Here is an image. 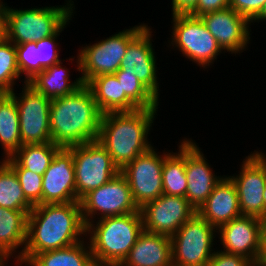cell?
Listing matches in <instances>:
<instances>
[{"mask_svg":"<svg viewBox=\"0 0 266 266\" xmlns=\"http://www.w3.org/2000/svg\"><path fill=\"white\" fill-rule=\"evenodd\" d=\"M254 266H266V258H258Z\"/></svg>","mask_w":266,"mask_h":266,"instance_id":"ee69618b","label":"cell"},{"mask_svg":"<svg viewBox=\"0 0 266 266\" xmlns=\"http://www.w3.org/2000/svg\"><path fill=\"white\" fill-rule=\"evenodd\" d=\"M159 153L152 146L120 170L130 186L133 200L139 209L163 194L164 150L163 154Z\"/></svg>","mask_w":266,"mask_h":266,"instance_id":"7c38bea8","label":"cell"},{"mask_svg":"<svg viewBox=\"0 0 266 266\" xmlns=\"http://www.w3.org/2000/svg\"><path fill=\"white\" fill-rule=\"evenodd\" d=\"M141 212L105 217L86 226L96 266H119L143 232Z\"/></svg>","mask_w":266,"mask_h":266,"instance_id":"277c9868","label":"cell"},{"mask_svg":"<svg viewBox=\"0 0 266 266\" xmlns=\"http://www.w3.org/2000/svg\"><path fill=\"white\" fill-rule=\"evenodd\" d=\"M101 117L93 93L86 84L72 94L51 99L49 123L52 143L68 148L96 141Z\"/></svg>","mask_w":266,"mask_h":266,"instance_id":"7a4b0ae2","label":"cell"},{"mask_svg":"<svg viewBox=\"0 0 266 266\" xmlns=\"http://www.w3.org/2000/svg\"><path fill=\"white\" fill-rule=\"evenodd\" d=\"M266 0H229V7L251 22L260 12Z\"/></svg>","mask_w":266,"mask_h":266,"instance_id":"e575fe53","label":"cell"},{"mask_svg":"<svg viewBox=\"0 0 266 266\" xmlns=\"http://www.w3.org/2000/svg\"><path fill=\"white\" fill-rule=\"evenodd\" d=\"M18 80H21V76L17 65L15 44L2 38L0 39V93L13 92Z\"/></svg>","mask_w":266,"mask_h":266,"instance_id":"4dcf8cb0","label":"cell"},{"mask_svg":"<svg viewBox=\"0 0 266 266\" xmlns=\"http://www.w3.org/2000/svg\"><path fill=\"white\" fill-rule=\"evenodd\" d=\"M9 259H11V256H0V266H7Z\"/></svg>","mask_w":266,"mask_h":266,"instance_id":"7bdbcfd3","label":"cell"},{"mask_svg":"<svg viewBox=\"0 0 266 266\" xmlns=\"http://www.w3.org/2000/svg\"><path fill=\"white\" fill-rule=\"evenodd\" d=\"M42 181V204L78 202L73 154L61 147L53 157Z\"/></svg>","mask_w":266,"mask_h":266,"instance_id":"e0dca14e","label":"cell"},{"mask_svg":"<svg viewBox=\"0 0 266 266\" xmlns=\"http://www.w3.org/2000/svg\"><path fill=\"white\" fill-rule=\"evenodd\" d=\"M18 70L24 83L37 74V55L35 42L15 44Z\"/></svg>","mask_w":266,"mask_h":266,"instance_id":"836d02e7","label":"cell"},{"mask_svg":"<svg viewBox=\"0 0 266 266\" xmlns=\"http://www.w3.org/2000/svg\"><path fill=\"white\" fill-rule=\"evenodd\" d=\"M263 201H264V217L266 216V185L264 188V193H263Z\"/></svg>","mask_w":266,"mask_h":266,"instance_id":"f6af8a7d","label":"cell"},{"mask_svg":"<svg viewBox=\"0 0 266 266\" xmlns=\"http://www.w3.org/2000/svg\"><path fill=\"white\" fill-rule=\"evenodd\" d=\"M60 148L52 142L23 144L11 157L21 167L35 174L43 175Z\"/></svg>","mask_w":266,"mask_h":266,"instance_id":"f1b7e54d","label":"cell"},{"mask_svg":"<svg viewBox=\"0 0 266 266\" xmlns=\"http://www.w3.org/2000/svg\"><path fill=\"white\" fill-rule=\"evenodd\" d=\"M147 26L145 23L126 28L100 39L94 44L82 46L76 55V70L81 74L84 84L103 74H114L120 69L128 44Z\"/></svg>","mask_w":266,"mask_h":266,"instance_id":"8992f818","label":"cell"},{"mask_svg":"<svg viewBox=\"0 0 266 266\" xmlns=\"http://www.w3.org/2000/svg\"><path fill=\"white\" fill-rule=\"evenodd\" d=\"M229 7V0H198L196 8L189 14L200 17Z\"/></svg>","mask_w":266,"mask_h":266,"instance_id":"8d00e7d4","label":"cell"},{"mask_svg":"<svg viewBox=\"0 0 266 266\" xmlns=\"http://www.w3.org/2000/svg\"><path fill=\"white\" fill-rule=\"evenodd\" d=\"M15 171L25 197L35 206L42 204L43 176L21 167L11 156L4 159Z\"/></svg>","mask_w":266,"mask_h":266,"instance_id":"1f68e13d","label":"cell"},{"mask_svg":"<svg viewBox=\"0 0 266 266\" xmlns=\"http://www.w3.org/2000/svg\"><path fill=\"white\" fill-rule=\"evenodd\" d=\"M216 234L217 228L196 213L170 237L173 266H206L216 251Z\"/></svg>","mask_w":266,"mask_h":266,"instance_id":"ba28073f","label":"cell"},{"mask_svg":"<svg viewBox=\"0 0 266 266\" xmlns=\"http://www.w3.org/2000/svg\"><path fill=\"white\" fill-rule=\"evenodd\" d=\"M199 145L185 137V172L187 191L185 198L198 211L206 202L214 187L225 176H217Z\"/></svg>","mask_w":266,"mask_h":266,"instance_id":"d6986e66","label":"cell"},{"mask_svg":"<svg viewBox=\"0 0 266 266\" xmlns=\"http://www.w3.org/2000/svg\"><path fill=\"white\" fill-rule=\"evenodd\" d=\"M172 18L171 41H167L171 49L176 48L186 59L205 69L214 64L218 55L225 54L200 17L172 15Z\"/></svg>","mask_w":266,"mask_h":266,"instance_id":"52a82bcc","label":"cell"},{"mask_svg":"<svg viewBox=\"0 0 266 266\" xmlns=\"http://www.w3.org/2000/svg\"><path fill=\"white\" fill-rule=\"evenodd\" d=\"M144 230L171 237L196 213V209L182 196L162 194L140 208Z\"/></svg>","mask_w":266,"mask_h":266,"instance_id":"4fadbf2b","label":"cell"},{"mask_svg":"<svg viewBox=\"0 0 266 266\" xmlns=\"http://www.w3.org/2000/svg\"><path fill=\"white\" fill-rule=\"evenodd\" d=\"M85 237L80 202L35 205L27 217L23 255L14 265L23 266L35 254L72 246Z\"/></svg>","mask_w":266,"mask_h":266,"instance_id":"6da1fadb","label":"cell"},{"mask_svg":"<svg viewBox=\"0 0 266 266\" xmlns=\"http://www.w3.org/2000/svg\"><path fill=\"white\" fill-rule=\"evenodd\" d=\"M178 152L164 150L162 168L163 194L186 196L187 177L185 172V137L180 140Z\"/></svg>","mask_w":266,"mask_h":266,"instance_id":"4316f807","label":"cell"},{"mask_svg":"<svg viewBox=\"0 0 266 266\" xmlns=\"http://www.w3.org/2000/svg\"><path fill=\"white\" fill-rule=\"evenodd\" d=\"M22 87L19 94L15 89L10 92L18 108L22 145L52 142L49 123L51 99L28 83H24Z\"/></svg>","mask_w":266,"mask_h":266,"instance_id":"8fae6325","label":"cell"},{"mask_svg":"<svg viewBox=\"0 0 266 266\" xmlns=\"http://www.w3.org/2000/svg\"><path fill=\"white\" fill-rule=\"evenodd\" d=\"M66 2L59 6H35L27 9L7 6L5 38L14 44H24L54 35L74 16V1Z\"/></svg>","mask_w":266,"mask_h":266,"instance_id":"5b68a950","label":"cell"},{"mask_svg":"<svg viewBox=\"0 0 266 266\" xmlns=\"http://www.w3.org/2000/svg\"><path fill=\"white\" fill-rule=\"evenodd\" d=\"M72 19L70 18L54 35L36 41L37 55V73L42 72L45 68L53 64L59 63L62 59L59 55L58 38L60 33L67 27Z\"/></svg>","mask_w":266,"mask_h":266,"instance_id":"d6a6232c","label":"cell"},{"mask_svg":"<svg viewBox=\"0 0 266 266\" xmlns=\"http://www.w3.org/2000/svg\"><path fill=\"white\" fill-rule=\"evenodd\" d=\"M119 266H173L171 238L143 230Z\"/></svg>","mask_w":266,"mask_h":266,"instance_id":"44dd1931","label":"cell"},{"mask_svg":"<svg viewBox=\"0 0 266 266\" xmlns=\"http://www.w3.org/2000/svg\"><path fill=\"white\" fill-rule=\"evenodd\" d=\"M157 112V109H137L102 114L97 141L120 170L154 146L148 137Z\"/></svg>","mask_w":266,"mask_h":266,"instance_id":"3957f363","label":"cell"},{"mask_svg":"<svg viewBox=\"0 0 266 266\" xmlns=\"http://www.w3.org/2000/svg\"><path fill=\"white\" fill-rule=\"evenodd\" d=\"M93 93L94 100L102 114L112 112H130L139 109L122 92L115 74H103L92 78L86 84Z\"/></svg>","mask_w":266,"mask_h":266,"instance_id":"603a6c76","label":"cell"},{"mask_svg":"<svg viewBox=\"0 0 266 266\" xmlns=\"http://www.w3.org/2000/svg\"><path fill=\"white\" fill-rule=\"evenodd\" d=\"M217 237L223 248L220 250L226 253L241 255L253 264L261 255V219L237 217L219 226Z\"/></svg>","mask_w":266,"mask_h":266,"instance_id":"ac0fdd59","label":"cell"},{"mask_svg":"<svg viewBox=\"0 0 266 266\" xmlns=\"http://www.w3.org/2000/svg\"><path fill=\"white\" fill-rule=\"evenodd\" d=\"M206 266H254L247 258L216 250Z\"/></svg>","mask_w":266,"mask_h":266,"instance_id":"d590c367","label":"cell"},{"mask_svg":"<svg viewBox=\"0 0 266 266\" xmlns=\"http://www.w3.org/2000/svg\"><path fill=\"white\" fill-rule=\"evenodd\" d=\"M61 60L37 73L27 83L36 91L41 92L45 97L54 99L74 93L84 83L82 78L70 80V71ZM64 66V67H62Z\"/></svg>","mask_w":266,"mask_h":266,"instance_id":"cb8c5ba5","label":"cell"},{"mask_svg":"<svg viewBox=\"0 0 266 266\" xmlns=\"http://www.w3.org/2000/svg\"><path fill=\"white\" fill-rule=\"evenodd\" d=\"M254 153L266 164V153L264 154V152L260 150H254Z\"/></svg>","mask_w":266,"mask_h":266,"instance_id":"b9f144b4","label":"cell"},{"mask_svg":"<svg viewBox=\"0 0 266 266\" xmlns=\"http://www.w3.org/2000/svg\"><path fill=\"white\" fill-rule=\"evenodd\" d=\"M200 18L224 52L236 56L247 50L252 24L241 14L228 7Z\"/></svg>","mask_w":266,"mask_h":266,"instance_id":"2e32d148","label":"cell"},{"mask_svg":"<svg viewBox=\"0 0 266 266\" xmlns=\"http://www.w3.org/2000/svg\"><path fill=\"white\" fill-rule=\"evenodd\" d=\"M0 207L24 211L27 215L34 205L25 197L14 169L0 159Z\"/></svg>","mask_w":266,"mask_h":266,"instance_id":"83f0119b","label":"cell"},{"mask_svg":"<svg viewBox=\"0 0 266 266\" xmlns=\"http://www.w3.org/2000/svg\"><path fill=\"white\" fill-rule=\"evenodd\" d=\"M122 86V92L139 108V109H158L159 101L141 82L136 75L124 73L119 69L114 73Z\"/></svg>","mask_w":266,"mask_h":266,"instance_id":"f546056e","label":"cell"},{"mask_svg":"<svg viewBox=\"0 0 266 266\" xmlns=\"http://www.w3.org/2000/svg\"><path fill=\"white\" fill-rule=\"evenodd\" d=\"M198 0H171V15H189L197 5Z\"/></svg>","mask_w":266,"mask_h":266,"instance_id":"74e56055","label":"cell"},{"mask_svg":"<svg viewBox=\"0 0 266 266\" xmlns=\"http://www.w3.org/2000/svg\"><path fill=\"white\" fill-rule=\"evenodd\" d=\"M259 258H266V216L261 219V255Z\"/></svg>","mask_w":266,"mask_h":266,"instance_id":"ab89813d","label":"cell"},{"mask_svg":"<svg viewBox=\"0 0 266 266\" xmlns=\"http://www.w3.org/2000/svg\"><path fill=\"white\" fill-rule=\"evenodd\" d=\"M80 204L86 226L97 219L140 212L130 186L120 172L109 182L87 193Z\"/></svg>","mask_w":266,"mask_h":266,"instance_id":"30bf717a","label":"cell"},{"mask_svg":"<svg viewBox=\"0 0 266 266\" xmlns=\"http://www.w3.org/2000/svg\"><path fill=\"white\" fill-rule=\"evenodd\" d=\"M0 146L3 159L12 156L22 146L18 108L10 93H0Z\"/></svg>","mask_w":266,"mask_h":266,"instance_id":"484cf974","label":"cell"},{"mask_svg":"<svg viewBox=\"0 0 266 266\" xmlns=\"http://www.w3.org/2000/svg\"><path fill=\"white\" fill-rule=\"evenodd\" d=\"M0 0V39L5 38V23L7 3Z\"/></svg>","mask_w":266,"mask_h":266,"instance_id":"f35d334b","label":"cell"},{"mask_svg":"<svg viewBox=\"0 0 266 266\" xmlns=\"http://www.w3.org/2000/svg\"><path fill=\"white\" fill-rule=\"evenodd\" d=\"M260 21L261 22L266 21V2L264 3L259 14L250 23H253V24H254V22L259 23Z\"/></svg>","mask_w":266,"mask_h":266,"instance_id":"60d3db41","label":"cell"},{"mask_svg":"<svg viewBox=\"0 0 266 266\" xmlns=\"http://www.w3.org/2000/svg\"><path fill=\"white\" fill-rule=\"evenodd\" d=\"M27 217L24 211L0 207V256H11L13 262L22 257L27 240Z\"/></svg>","mask_w":266,"mask_h":266,"instance_id":"7402d4cb","label":"cell"},{"mask_svg":"<svg viewBox=\"0 0 266 266\" xmlns=\"http://www.w3.org/2000/svg\"><path fill=\"white\" fill-rule=\"evenodd\" d=\"M197 213L215 228L242 216L236 187L228 176L214 187Z\"/></svg>","mask_w":266,"mask_h":266,"instance_id":"ffe728a7","label":"cell"},{"mask_svg":"<svg viewBox=\"0 0 266 266\" xmlns=\"http://www.w3.org/2000/svg\"><path fill=\"white\" fill-rule=\"evenodd\" d=\"M239 174L227 175L234 183L243 216L264 218L263 193L266 185V164L253 152L243 159Z\"/></svg>","mask_w":266,"mask_h":266,"instance_id":"5bb4252c","label":"cell"},{"mask_svg":"<svg viewBox=\"0 0 266 266\" xmlns=\"http://www.w3.org/2000/svg\"><path fill=\"white\" fill-rule=\"evenodd\" d=\"M146 26L127 46L120 69L124 73L136 75L143 84L158 100L160 99L159 77L156 52L152 46V27Z\"/></svg>","mask_w":266,"mask_h":266,"instance_id":"9a60e30c","label":"cell"},{"mask_svg":"<svg viewBox=\"0 0 266 266\" xmlns=\"http://www.w3.org/2000/svg\"><path fill=\"white\" fill-rule=\"evenodd\" d=\"M87 241V242H86ZM24 266H96L88 240L35 254Z\"/></svg>","mask_w":266,"mask_h":266,"instance_id":"d4e9b609","label":"cell"},{"mask_svg":"<svg viewBox=\"0 0 266 266\" xmlns=\"http://www.w3.org/2000/svg\"><path fill=\"white\" fill-rule=\"evenodd\" d=\"M68 148L73 154L78 202L120 172L108 151L97 140Z\"/></svg>","mask_w":266,"mask_h":266,"instance_id":"9c48e42d","label":"cell"}]
</instances>
